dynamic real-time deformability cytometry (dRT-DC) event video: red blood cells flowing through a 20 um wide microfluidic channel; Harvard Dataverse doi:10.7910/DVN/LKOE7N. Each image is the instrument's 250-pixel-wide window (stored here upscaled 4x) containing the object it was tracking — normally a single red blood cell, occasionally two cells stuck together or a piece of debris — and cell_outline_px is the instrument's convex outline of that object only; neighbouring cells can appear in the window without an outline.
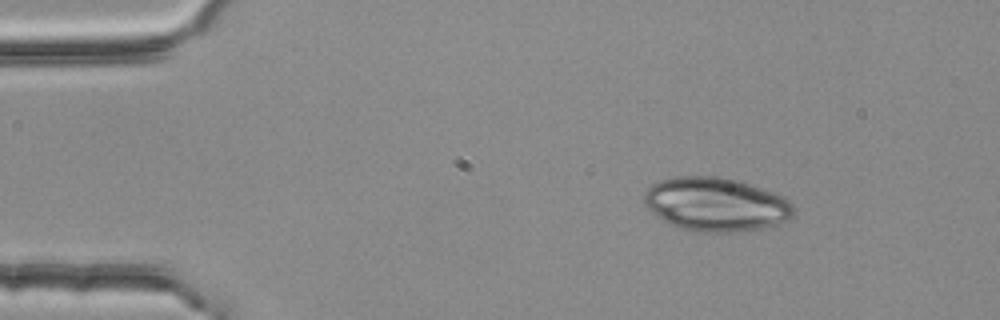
{"species": "common noctule bat (a hibernating species)", "species_latin": "Nyctalus noctula", "temperature_condition": "room temperature", "stored_images_in_passage": 3, "camera_frame_rate_fps": 3000, "um_per_image_px": 0.085, "animal": {"sex": "female", "body_mass_g": 25.1}, "frame": {"image": 1, "passage_image": 1, "time_ms": 0.0, "image_size_px": [1000, 320], "cell_outline_px": [[796, 208], [792, 216], [788, 220], [764, 228], [724, 232], [712, 232], [684, 228], [672, 224], [664, 220], [652, 212], [644, 204], [644, 192], [652, 184], [660, 180], [676, 176], [720, 176], [736, 180], [784, 196]], "centroid_in_image_um": [60.86, 17.35], "position_along_channel_um": 24.1, "area_um2": 46.36}}